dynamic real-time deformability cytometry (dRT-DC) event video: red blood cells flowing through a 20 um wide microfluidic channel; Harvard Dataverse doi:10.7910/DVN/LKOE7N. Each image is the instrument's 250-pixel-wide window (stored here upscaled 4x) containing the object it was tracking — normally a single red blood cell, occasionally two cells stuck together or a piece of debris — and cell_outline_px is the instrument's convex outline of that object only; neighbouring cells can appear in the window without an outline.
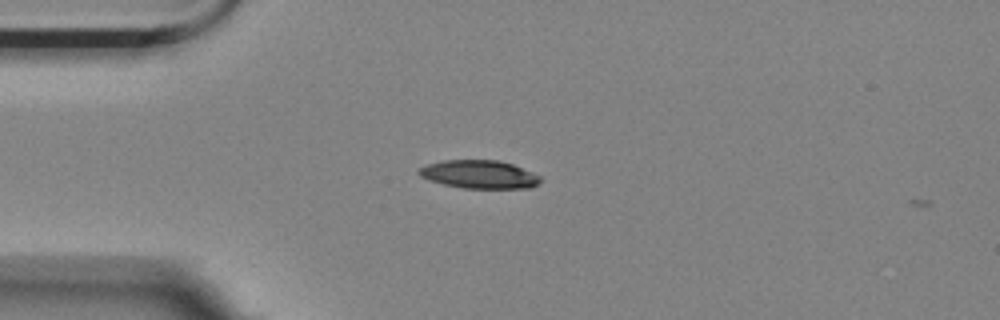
{"species": "Egyptian fruit bat (a non-hibernating species)", "species_latin": "Rousettus aegyptiacus", "temperature_condition": "room temperature", "stored_images_in_passage": 3, "camera_frame_rate_fps": 3000, "um_per_image_px": 0.085, "animal": {"sex": "female"}, "frame": {"image": 1, "passage_image": 2, "time_ms": 0.333, "image_size_px": [1000, 320], "cell_outline_px": [[540, 180], [532, 188], [464, 188], [444, 184], [420, 176], [416, 172], [420, 168], [428, 164], [444, 160], [500, 160], [512, 164], [532, 172], [540, 176]], "centroid_in_image_um": [40.74, 14.81], "position_along_channel_um": 44.3, "area_um2": 19.77}}